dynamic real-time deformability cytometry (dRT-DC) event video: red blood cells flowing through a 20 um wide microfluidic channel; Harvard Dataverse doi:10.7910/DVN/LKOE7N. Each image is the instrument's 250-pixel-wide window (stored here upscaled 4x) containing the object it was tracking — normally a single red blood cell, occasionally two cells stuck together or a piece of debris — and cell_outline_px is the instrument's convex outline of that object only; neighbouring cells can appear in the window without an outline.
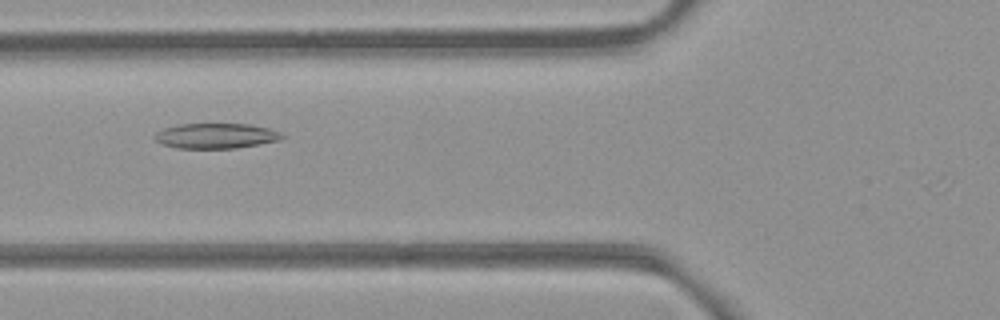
{"species": "common noctule bat (a hibernating species)", "species_latin": "Nyctalus noctula", "temperature_condition": "room temperature", "stored_images_in_passage": 43, "camera_frame_rate_fps": 3000, "um_per_image_px": 0.085, "animal": {"sex": "female", "body_mass_g": 21.9}, "frame": {"image": 1, "passage_image": 17, "time_ms": 5.333, "image_size_px": [1000, 320], "cell_outline_px": [[284, 136], [280, 140], [260, 144], [236, 148], [176, 148], [164, 144], [156, 140], [152, 136], [156, 132], [164, 128], [180, 124], [248, 124], [268, 128], [280, 132]], "centroid_in_image_um": [18.35, 11.55], "position_along_channel_um": 107.4, "area_um2": 18.61}}
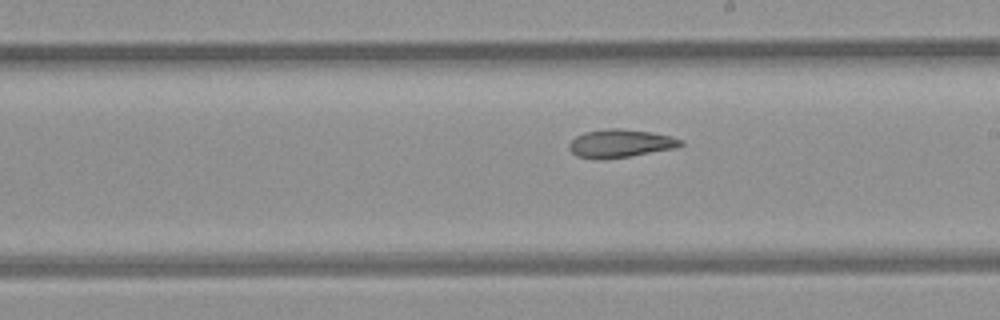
{"frame": {"image": 2, "passage_image": 27, "time_ms": 8.667, "image_size_px": [1000, 320], "cell_outline_px": [[684, 144], [676, 148], [604, 160], [596, 160], [576, 156], [568, 148], [568, 144], [576, 136], [584, 132], [608, 128], [620, 128], [652, 132], [672, 136], [684, 140]], "centroid_in_image_um": [52.72, 12.19], "position_along_channel_um": 236.3, "area_um2": 18.55}}
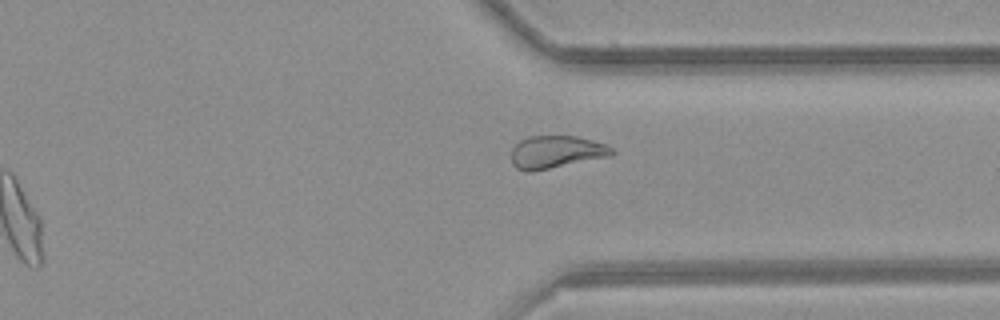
{"frame": {"image": 3, "passage_image": 37, "time_ms": 12.0, "image_size_px": [1000, 320], "cell_outline_px": [[616, 152], [612, 156], [532, 172], [524, 172], [516, 168], [512, 164], [512, 148], [520, 140], [528, 136], [576, 136], [592, 140], [604, 144], [612, 148]], "centroid_in_image_um": [47.27, 12.93], "position_along_channel_um": 364.1, "area_um2": 19.31}}